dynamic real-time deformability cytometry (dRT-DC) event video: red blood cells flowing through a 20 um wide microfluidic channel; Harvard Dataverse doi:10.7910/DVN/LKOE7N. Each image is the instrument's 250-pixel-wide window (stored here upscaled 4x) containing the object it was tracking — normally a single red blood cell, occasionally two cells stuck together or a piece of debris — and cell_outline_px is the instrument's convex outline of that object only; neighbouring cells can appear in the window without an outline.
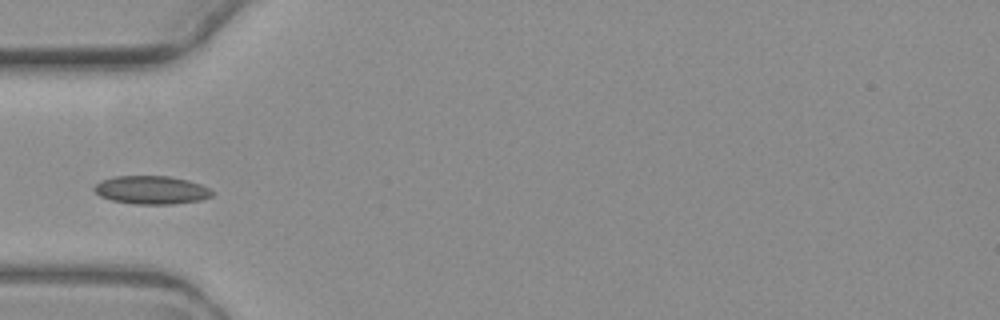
{"species": "common noctule bat (a hibernating species)", "species_latin": "Nyctalus noctula", "temperature_condition": "warm", "stored_images_in_passage": 5, "camera_frame_rate_fps": 3000, "um_per_image_px": 0.085, "animal": {"sex": "female", "body_mass_g": 19.3, "forearm_length_mm": 54.1}, "frame": {"image": 1, "passage_image": 4, "time_ms": 3.667, "image_size_px": [1000, 320], "cell_outline_px": [[216, 192], [212, 196], [200, 200], [172, 204], [136, 204], [112, 200], [100, 196], [92, 188], [100, 180], [112, 176], [172, 176], [188, 180], [200, 184]], "centroid_in_image_um": [12.87, 16.14], "position_along_channel_um": 72.1, "area_um2": 19.54}}
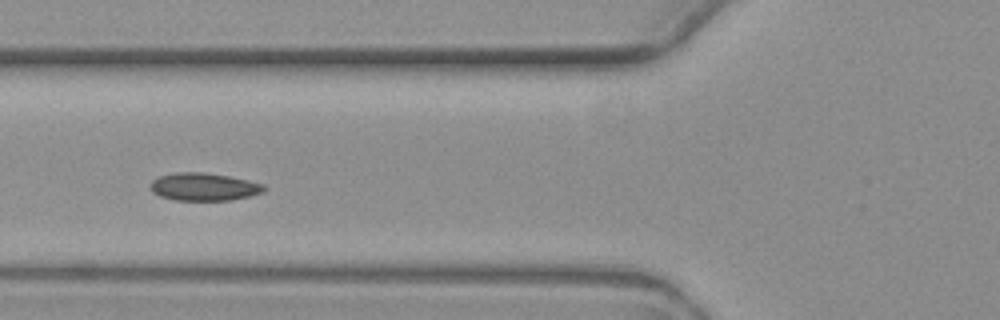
{"frame": {"image": 2, "passage_image": 5, "time_ms": 4.667, "image_size_px": [1000, 320], "cell_outline_px": [[268, 188], [264, 192], [232, 200], [176, 200], [160, 196], [152, 192], [148, 184], [152, 180], [160, 176], [176, 172], [204, 172], [228, 176], [248, 180], [264, 184]], "centroid_in_image_um": [17.33, 15.87], "position_along_channel_um": 108.5, "area_um2": 18.5}}